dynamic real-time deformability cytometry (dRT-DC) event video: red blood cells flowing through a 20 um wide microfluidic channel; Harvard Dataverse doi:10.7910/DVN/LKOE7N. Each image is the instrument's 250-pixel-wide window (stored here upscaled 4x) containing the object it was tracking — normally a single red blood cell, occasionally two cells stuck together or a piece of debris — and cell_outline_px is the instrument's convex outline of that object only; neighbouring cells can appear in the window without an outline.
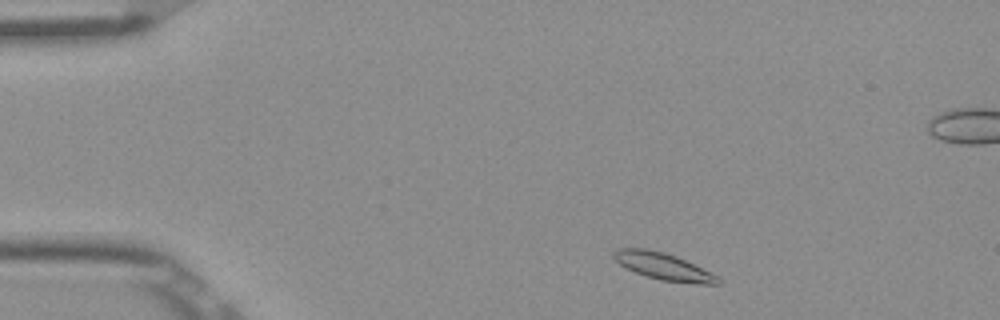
{"species": "Egyptian fruit bat (a non-hibernating species)", "species_latin": "Rousettus aegyptiacus", "temperature_condition": "room temperature", "stored_images_in_passage": 47, "segment_of_instrument_passage": [1, 2], "camera_frame_rate_fps": 3000, "um_per_image_px": 0.085, "frame": {"image": 1, "passage_image": 2, "time_ms": 0.333, "image_size_px": [1000, 320], "cell_outline_px": [[720, 284], [696, 284], [660, 280], [636, 272], [620, 264], [612, 256], [612, 252], [616, 248], [644, 248], [664, 252], [676, 256], [712, 272], [720, 276]], "centroid_in_image_um": [56.43, 22.64], "position_along_channel_um": 28.6, "area_um2": 16.42}}
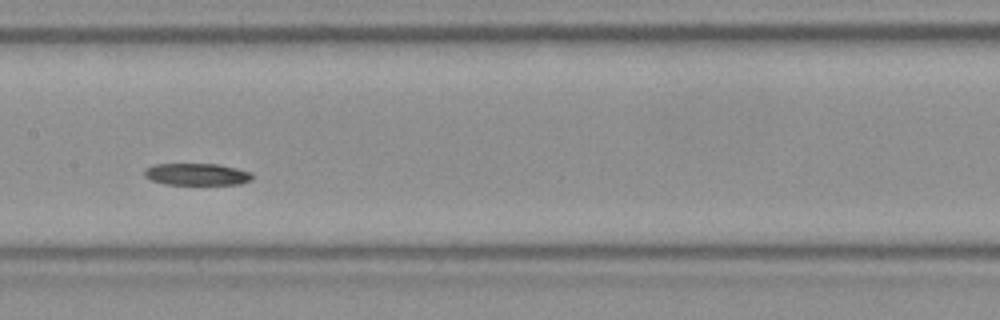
{"frame": {"image": 2, "passage_image": 20, "time_ms": 6.333, "image_size_px": [1000, 320], "cell_outline_px": [[252, 180], [240, 184], [164, 184], [152, 180], [144, 176], [144, 168], [156, 164], [216, 164], [236, 168], [252, 172]], "centroid_in_image_um": [16.73, 14.81], "position_along_channel_um": 190.7, "area_um2": 13.76}}
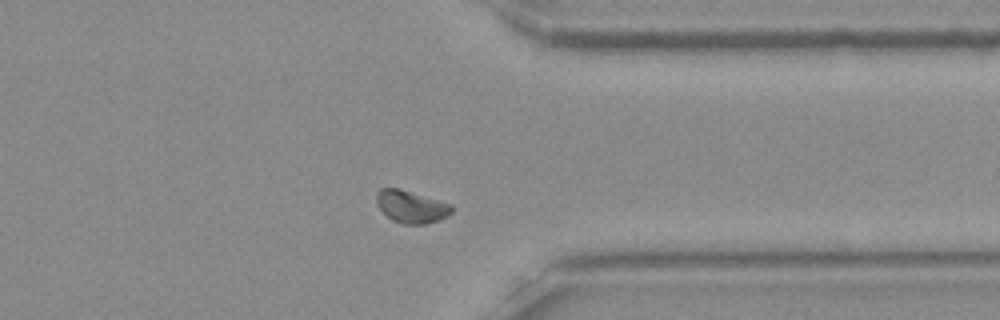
{"frame": {"image": 3, "passage_image": 35, "time_ms": 11.333, "image_size_px": [1000, 320], "cell_outline_px": [[452, 212], [448, 216], [440, 220], [424, 224], [404, 224], [392, 220], [376, 204], [376, 192], [380, 188], [396, 188], [452, 204]], "centroid_in_image_um": [34.95, 17.58], "position_along_channel_um": 376.4, "area_um2": 14.05}}